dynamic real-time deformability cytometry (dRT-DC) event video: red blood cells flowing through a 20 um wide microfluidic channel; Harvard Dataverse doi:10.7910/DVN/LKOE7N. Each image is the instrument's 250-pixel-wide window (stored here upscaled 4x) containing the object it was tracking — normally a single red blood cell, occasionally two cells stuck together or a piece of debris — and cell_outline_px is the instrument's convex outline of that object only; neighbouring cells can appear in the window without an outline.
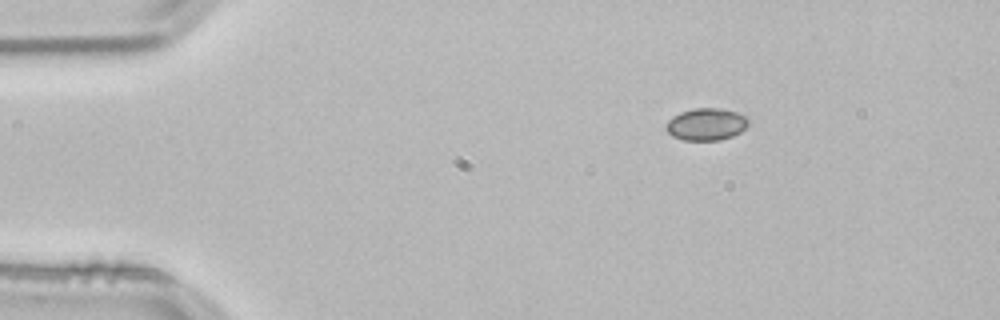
{"species": "common noctule bat (a hibernating species)", "species_latin": "Nyctalus noctula", "temperature_condition": "room temperature", "stored_images_in_passage": 8, "camera_frame_rate_fps": 3000, "um_per_image_px": 0.085, "animal": {"sex": "male", "body_mass_g": 21.5, "forearm_length_mm": 52.0}, "frame": {"image": 1, "passage_image": 1, "time_ms": 0.0, "image_size_px": [1000, 320], "cell_outline_px": [[748, 124], [740, 132], [732, 136], [720, 140], [684, 140], [672, 136], [664, 128], [664, 124], [672, 116], [680, 112], [696, 108], [720, 108], [736, 112], [744, 116], [748, 120]], "centroid_in_image_um": [59.98, 10.56], "position_along_channel_um": 25.0, "area_um2": 15.43}}